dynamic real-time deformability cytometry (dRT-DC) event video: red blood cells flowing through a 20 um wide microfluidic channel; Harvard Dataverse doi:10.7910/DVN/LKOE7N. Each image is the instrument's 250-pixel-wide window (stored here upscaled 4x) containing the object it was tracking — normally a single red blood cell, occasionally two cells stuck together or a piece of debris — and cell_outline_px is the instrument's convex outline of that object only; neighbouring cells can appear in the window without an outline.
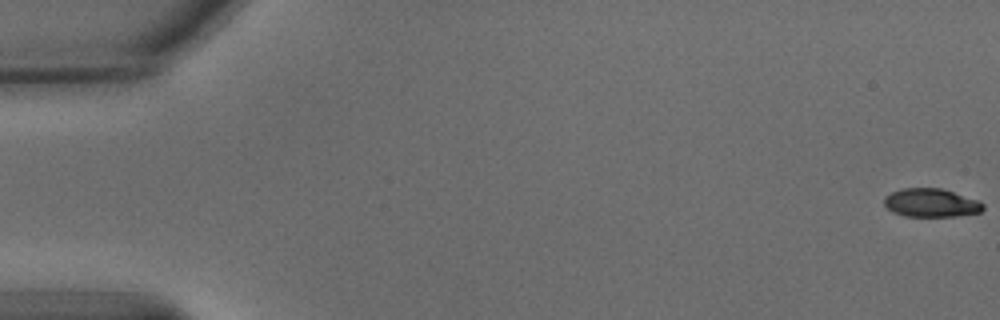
{"species": "common noctule bat (a hibernating species)", "species_latin": "Nyctalus noctula", "temperature_condition": "warm", "stored_images_in_passage": 56, "camera_frame_rate_fps": 3000, "um_per_image_px": 0.085, "animal": {"sex": "male", "body_mass_g": 15.6}, "frame": {"image": 1, "passage_image": 1, "time_ms": 0.0, "image_size_px": [1000, 320], "cell_outline_px": [[984, 208], [980, 212], [956, 216], [904, 216], [892, 212], [884, 204], [884, 196], [892, 192], [904, 188], [940, 188], [976, 200], [984, 204]], "centroid_in_image_um": [79.1, 17.24], "position_along_channel_um": 5.9, "area_um2": 16.18}}
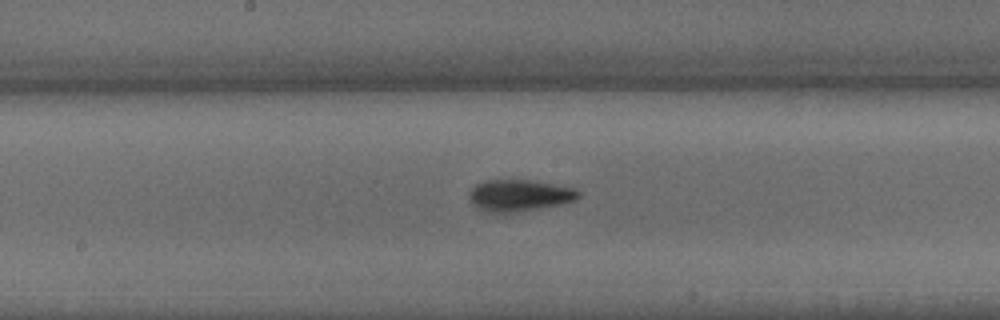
{"frame": {"image": 2, "passage_image": 30, "time_ms": 9.667, "image_size_px": [1000, 320], "cell_outline_px": [[580, 196], [576, 200], [564, 204], [516, 212], [488, 212], [476, 208], [472, 204], [468, 196], [468, 192], [476, 184], [484, 180], [532, 180], [576, 188], [580, 192]], "centroid_in_image_um": [44.15, 16.61], "position_along_channel_um": 204.1, "area_um2": 20.4}}
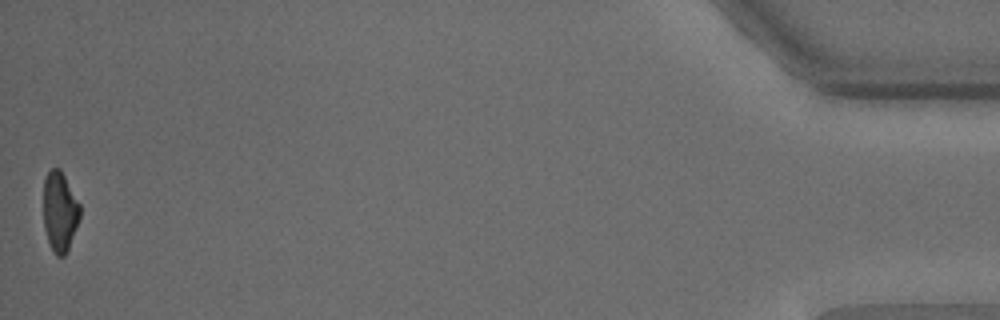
{"frame": {"image": 3, "passage_image": 56, "time_ms": 18.333, "image_size_px": [1000, 320], "cell_outline_px": [[80, 220], [68, 248], [64, 256], [56, 256], [48, 240], [44, 228], [44, 180], [48, 172], [52, 168], [60, 168], [80, 204]], "centroid_in_image_um": [5.09, 17.98], "position_along_channel_um": 430.1, "area_um2": 16.88}, "authors_computed_cell_mechanics": {"area_um2": 18.6405, "velocity_mm_per_s": 3.6784, "shape_relaxation_time_tau1_ms": 2.7257, "shape_relaxation_time_tau2_ms": 4.2789, "deformation_change_tau1": 0.1488, "deformation_change_tau2": 0.1053}}